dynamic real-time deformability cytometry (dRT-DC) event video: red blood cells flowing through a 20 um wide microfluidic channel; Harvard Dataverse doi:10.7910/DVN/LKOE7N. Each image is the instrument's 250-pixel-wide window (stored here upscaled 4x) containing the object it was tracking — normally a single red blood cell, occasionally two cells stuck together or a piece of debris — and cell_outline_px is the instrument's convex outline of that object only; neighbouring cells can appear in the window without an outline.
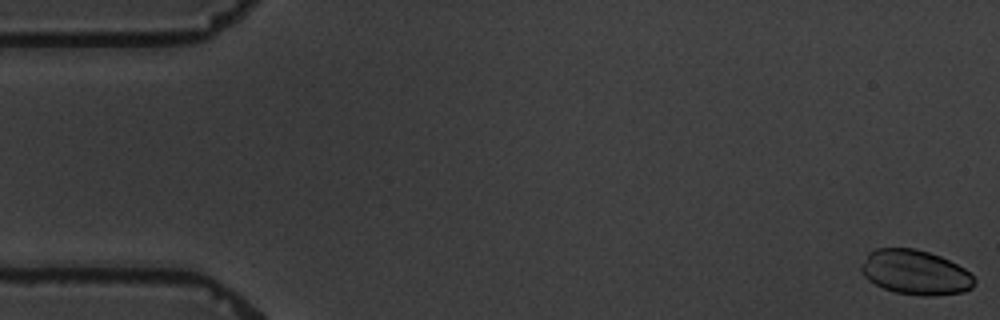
{"species": "common noctule bat (a hibernating species)", "species_latin": "Nyctalus noctula", "temperature_condition": "warm", "stored_images_in_passage": 6, "camera_frame_rate_fps": 3000, "um_per_image_px": 0.085, "animal": {"sex": "male", "body_mass_g": 19.5, "forearm_length_mm": 54.6}, "frame": {"image": 1, "passage_image": 1, "time_ms": 0.0, "image_size_px": [1000, 320], "cell_outline_px": [[976, 280], [972, 288], [964, 292], [932, 296], [924, 296], [896, 292], [884, 288], [868, 280], [860, 272], [860, 264], [868, 252], [876, 248], [916, 248], [940, 256], [964, 268]], "centroid_in_image_um": [77.78, 23.14], "position_along_channel_um": 7.2, "area_um2": 29.54}}